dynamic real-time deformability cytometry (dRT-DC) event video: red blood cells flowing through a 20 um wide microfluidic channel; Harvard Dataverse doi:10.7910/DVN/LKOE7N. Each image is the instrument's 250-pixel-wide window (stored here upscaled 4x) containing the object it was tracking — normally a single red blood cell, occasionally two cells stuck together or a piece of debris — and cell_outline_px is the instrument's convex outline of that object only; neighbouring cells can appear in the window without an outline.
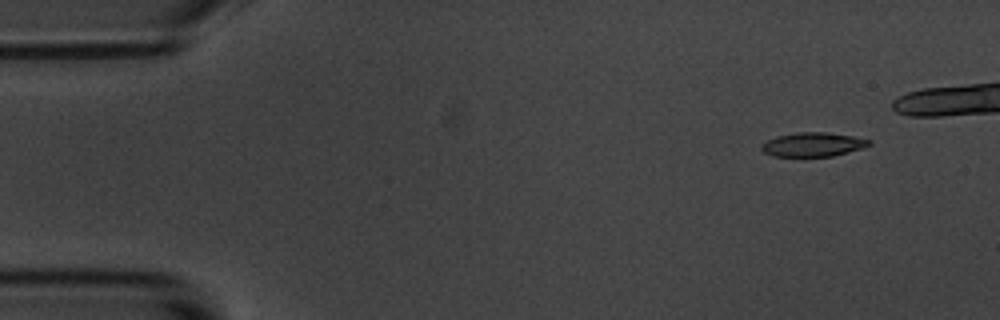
{"species": "common noctule bat (a hibernating species)", "species_latin": "Nyctalus noctula", "temperature_condition": "room temperature", "stored_images_in_passage": 5, "camera_frame_rate_fps": 3000, "um_per_image_px": 0.085, "animal": {"sex": "male", "body_mass_g": 20.1, "forearm_length_mm": 53.5}, "frame": {"image": 1, "passage_image": 1, "time_ms": 0.0, "image_size_px": [1000, 320], "cell_outline_px": [[872, 144], [864, 148], [832, 156], [772, 156], [764, 152], [760, 148], [760, 144], [776, 136], [796, 132], [828, 132], [852, 136], [872, 140]], "centroid_in_image_um": [69.11, 12.27], "position_along_channel_um": 15.9, "area_um2": 15.2}}